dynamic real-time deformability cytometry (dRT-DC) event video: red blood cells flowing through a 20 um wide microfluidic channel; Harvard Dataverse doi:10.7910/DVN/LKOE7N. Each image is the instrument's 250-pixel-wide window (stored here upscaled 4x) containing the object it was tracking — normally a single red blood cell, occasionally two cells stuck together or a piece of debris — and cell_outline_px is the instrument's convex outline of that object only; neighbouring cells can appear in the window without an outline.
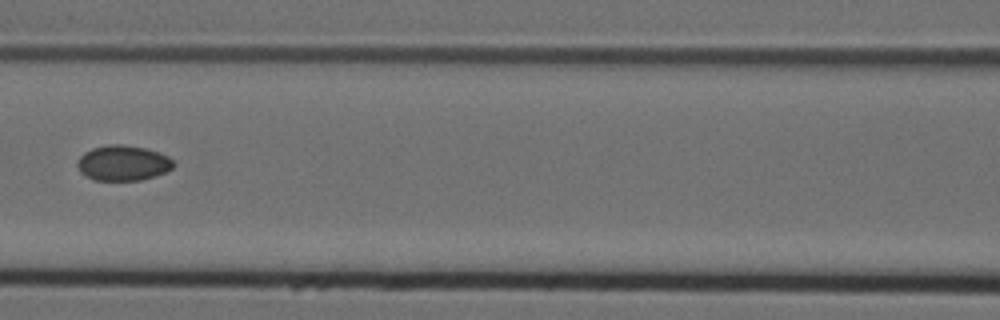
{"species": "Egyptian fruit bat (a non-hibernating species)", "species_latin": "Rousettus aegyptiacus", "temperature_condition": "cold", "stored_images_in_passage": 4, "camera_frame_rate_fps": 3000, "um_per_image_px": 0.085, "animal": {"sex": "female"}, "frame": {"image": 1, "passage_image": 4, "time_ms": 1.0, "image_size_px": [1000, 320], "cell_outline_px": [[176, 164], [172, 168], [156, 176], [140, 180], [96, 180], [80, 172], [76, 164], [80, 156], [84, 152], [92, 148], [108, 144], [124, 144], [144, 148], [168, 156]], "centroid_in_image_um": [10.44, 13.85], "position_along_channel_um": 156.2, "area_um2": 19.71}}